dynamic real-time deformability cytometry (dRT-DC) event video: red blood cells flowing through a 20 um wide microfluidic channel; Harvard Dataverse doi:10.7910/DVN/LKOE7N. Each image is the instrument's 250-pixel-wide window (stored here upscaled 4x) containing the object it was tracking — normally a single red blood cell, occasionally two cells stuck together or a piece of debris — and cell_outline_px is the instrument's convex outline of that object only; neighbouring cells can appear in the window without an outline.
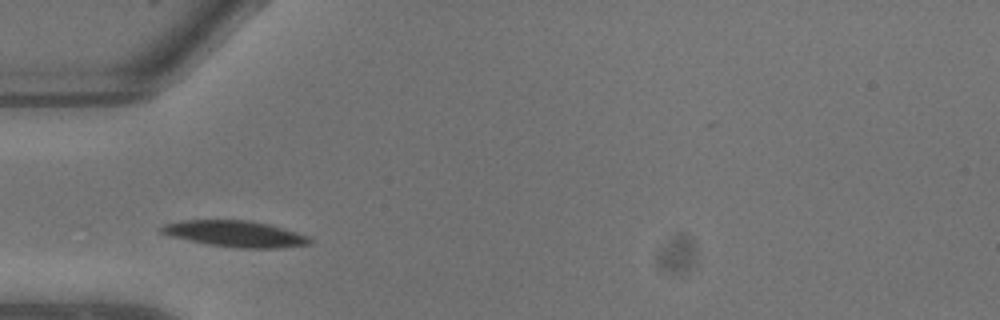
{"species": "common noctule bat (a hibernating species)", "species_latin": "Nyctalus noctula", "temperature_condition": "warm", "stored_images_in_passage": 3, "camera_frame_rate_fps": 3000, "um_per_image_px": 0.085, "animal": {"sex": "male", "body_mass_g": 13.3}, "frame": {"image": 1, "passage_image": 2, "time_ms": 0.333, "image_size_px": [1000, 320], "cell_outline_px": [[312, 244], [280, 248], [236, 248], [208, 244], [168, 236], [160, 232], [160, 228], [164, 224], [180, 220], [248, 220], [268, 224], [296, 232], [308, 236], [312, 240]], "centroid_in_image_um": [19.98, 19.88], "position_along_channel_um": 65.0, "area_um2": 22.72}}